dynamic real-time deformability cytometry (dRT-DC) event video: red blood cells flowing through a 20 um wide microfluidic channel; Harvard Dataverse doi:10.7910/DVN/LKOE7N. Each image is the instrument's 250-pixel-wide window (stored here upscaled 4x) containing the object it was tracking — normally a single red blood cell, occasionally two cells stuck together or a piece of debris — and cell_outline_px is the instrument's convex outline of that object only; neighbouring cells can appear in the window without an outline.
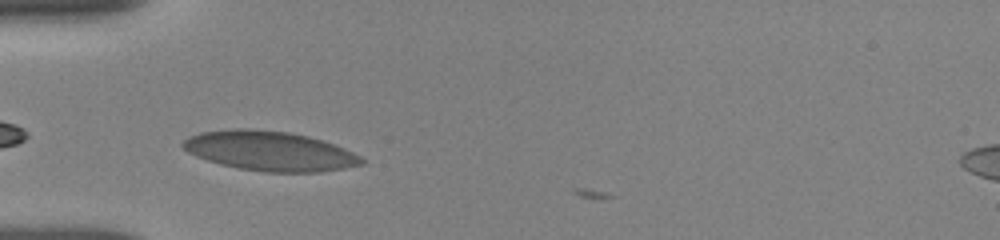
{"species": "human", "species_latin": "Homo sapiens", "temperature_condition": "room temperature", "stored_images_in_passage": 9, "camera_frame_rate_fps": 3000, "um_per_image_px": 0.085, "donor": {"sex": "female"}, "frame": {"image": 1, "passage_image": 7, "time_ms": 2.667, "image_size_px": [1000, 240], "cell_outline_px": [[368, 160], [364, 164], [344, 168], [320, 172], [264, 172], [240, 168], [220, 164], [196, 156], [188, 152], [180, 144], [188, 136], [200, 132], [232, 128], [248, 128], [288, 132], [308, 136], [344, 148]], "centroid_in_image_um": [22.92, 12.83], "position_along_channel_um": 62.1, "area_um2": 41.27}}
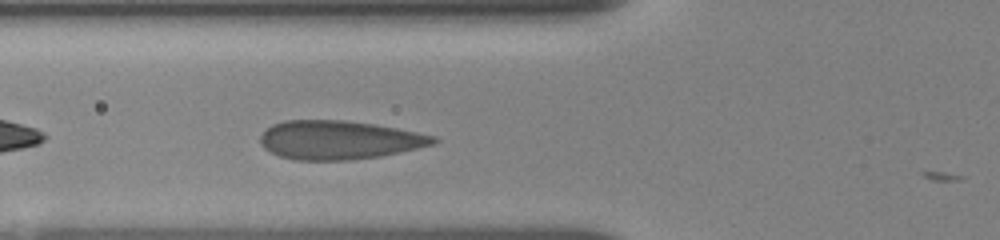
{"frame": {"image": 2, "passage_image": 9, "time_ms": 3.667, "image_size_px": [1000, 240], "cell_outline_px": [[440, 140], [436, 144], [400, 152], [380, 156], [348, 160], [292, 160], [280, 156], [264, 148], [260, 144], [260, 136], [272, 124], [284, 120], [344, 120], [372, 124], [396, 128], [436, 136]], "centroid_in_image_um": [28.82, 11.9], "position_along_channel_um": 97.0, "area_um2": 39.07}}